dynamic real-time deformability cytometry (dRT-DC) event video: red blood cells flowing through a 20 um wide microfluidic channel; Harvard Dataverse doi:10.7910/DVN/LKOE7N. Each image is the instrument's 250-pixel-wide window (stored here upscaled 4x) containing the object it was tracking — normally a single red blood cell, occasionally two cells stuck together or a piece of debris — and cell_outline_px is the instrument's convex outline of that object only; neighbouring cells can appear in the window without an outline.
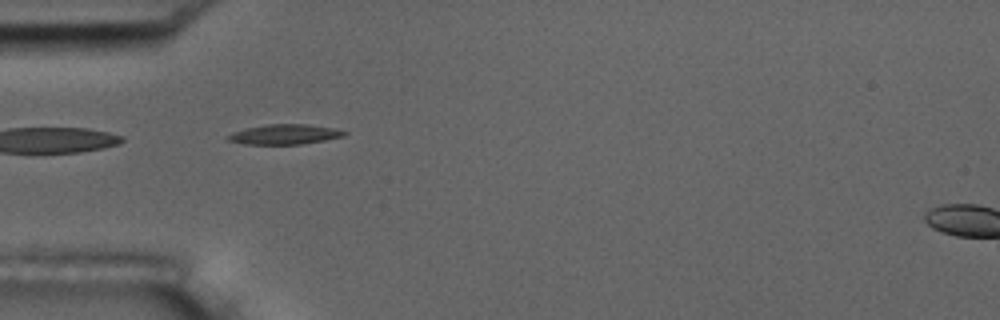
{"species": "common noctule bat (a hibernating species)", "species_latin": "Nyctalus noctula", "temperature_condition": "room temperature", "stored_images_in_passage": 6, "segment_of_instrument_passage": [2, 2], "camera_frame_rate_fps": 3000, "um_per_image_px": 0.085, "animal": {"sex": "male", "body_mass_g": 17.5, "forearm_length_mm": 52.3}, "frame": {"image": 1, "passage_image": 5, "time_ms": 4.667, "image_size_px": [1000, 320], "cell_outline_px": [[348, 132], [344, 136], [324, 140], [300, 144], [244, 144], [228, 140], [224, 136], [232, 132], [244, 128], [268, 124], [308, 124], [332, 128]], "centroid_in_image_um": [24.13, 11.41], "position_along_channel_um": 60.9, "area_um2": 13.53}}